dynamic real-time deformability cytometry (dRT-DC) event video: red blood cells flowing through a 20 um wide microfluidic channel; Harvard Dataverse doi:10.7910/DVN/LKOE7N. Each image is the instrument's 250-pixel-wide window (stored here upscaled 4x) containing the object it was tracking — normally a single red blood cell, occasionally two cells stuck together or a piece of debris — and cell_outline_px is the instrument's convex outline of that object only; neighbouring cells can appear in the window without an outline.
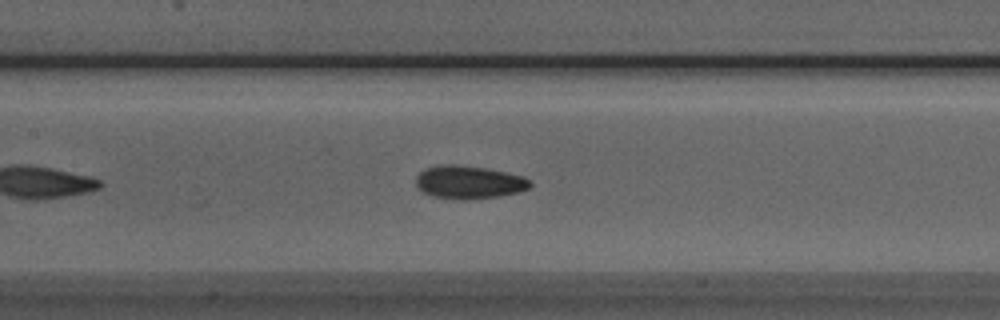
{"species": "Egyptian fruit bat (a non-hibernating species)", "species_latin": "Rousettus aegyptiacus", "temperature_condition": "room temperature", "stored_images_in_passage": 27, "camera_frame_rate_fps": 3000, "um_per_image_px": 0.085, "animal": {"sex": "male"}, "frame": {"image": 1, "passage_image": 9, "time_ms": 2.667, "image_size_px": [1000, 320], "cell_outline_px": [[532, 184], [528, 188], [520, 192], [500, 196], [464, 200], [432, 196], [420, 192], [416, 188], [416, 176], [424, 168], [436, 164], [456, 164], [484, 168], [524, 176], [532, 180]], "centroid_in_image_um": [39.82, 15.48], "position_along_channel_um": 167.6, "area_um2": 22.37}}
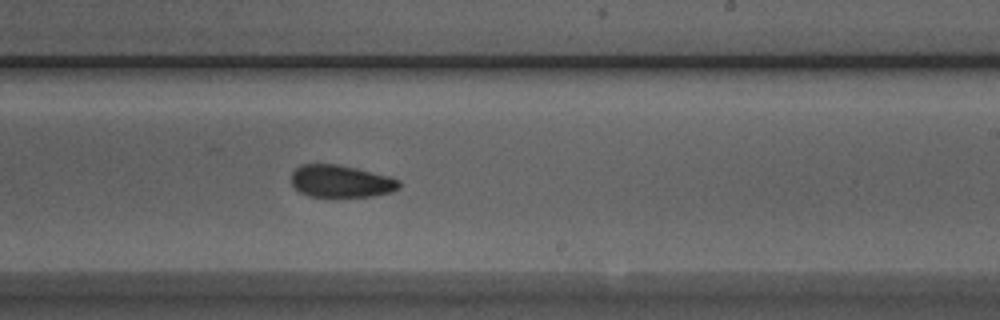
{"frame": {"image": 2, "passage_image": 16, "time_ms": 5.0, "image_size_px": [1000, 320], "cell_outline_px": [[400, 188], [392, 192], [372, 196], [308, 196], [300, 192], [292, 184], [292, 172], [300, 164], [336, 164], [356, 168], [388, 176], [400, 180]], "centroid_in_image_um": [28.98, 15.4], "position_along_channel_um": 260.0, "area_um2": 20.17}}
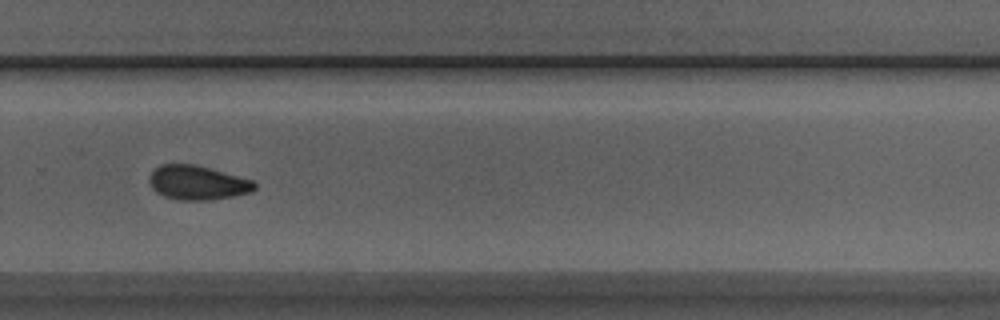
{"frame": {"image": 3, "passage_image": 20, "time_ms": 6.333, "image_size_px": [1000, 320], "cell_outline_px": [[256, 188], [252, 192], [236, 196], [208, 200], [176, 200], [164, 196], [156, 192], [152, 188], [148, 180], [148, 176], [160, 164], [196, 164], [252, 180], [256, 184]], "centroid_in_image_um": [16.77, 15.53], "position_along_channel_um": 313.0, "area_um2": 21.15}, "authors_computed_cell_mechanics": {"area_um2": 21.2704, "velocity_mm_per_s": 3.9832, "shape_relaxation_time_tau1_ms": 10.3712, "shape_relaxation_time_tau2_ms": 1.9826, "deformation_change_tau1": 0.1306, "deformation_change_tau2": 0.0704}}